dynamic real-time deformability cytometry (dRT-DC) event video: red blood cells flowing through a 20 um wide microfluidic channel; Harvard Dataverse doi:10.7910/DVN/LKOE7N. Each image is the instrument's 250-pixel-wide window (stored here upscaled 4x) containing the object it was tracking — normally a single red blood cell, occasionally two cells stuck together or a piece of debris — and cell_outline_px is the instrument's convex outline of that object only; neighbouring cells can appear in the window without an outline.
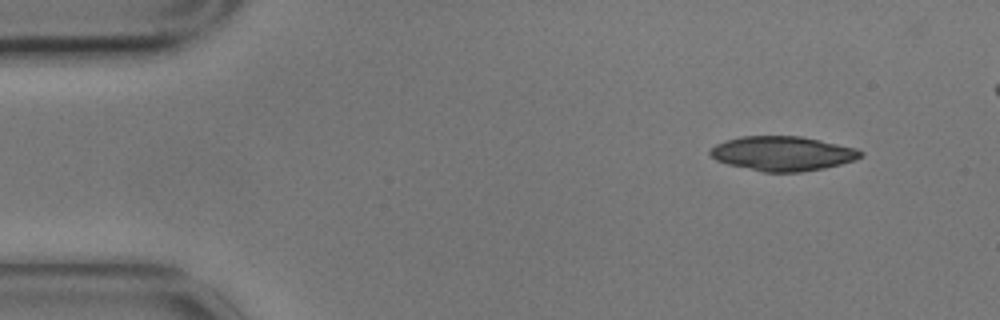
{"species": "common noctule bat (a hibernating species)", "species_latin": "Nyctalus noctula", "temperature_condition": "cold", "stored_images_in_passage": 3, "camera_frame_rate_fps": 3000, "um_per_image_px": 0.085, "animal": {"sex": "male", "body_mass_g": 17.9}, "frame": {"image": 1, "passage_image": 1, "time_ms": 0.0, "image_size_px": [1000, 320], "cell_outline_px": [[864, 156], [856, 160], [824, 168], [800, 172], [764, 172], [728, 164], [716, 160], [708, 152], [716, 144], [724, 140], [740, 136], [800, 136], [820, 140], [856, 148], [864, 152]], "centroid_in_image_um": [66.54, 13.04], "position_along_channel_um": 18.5, "area_um2": 30.29}}